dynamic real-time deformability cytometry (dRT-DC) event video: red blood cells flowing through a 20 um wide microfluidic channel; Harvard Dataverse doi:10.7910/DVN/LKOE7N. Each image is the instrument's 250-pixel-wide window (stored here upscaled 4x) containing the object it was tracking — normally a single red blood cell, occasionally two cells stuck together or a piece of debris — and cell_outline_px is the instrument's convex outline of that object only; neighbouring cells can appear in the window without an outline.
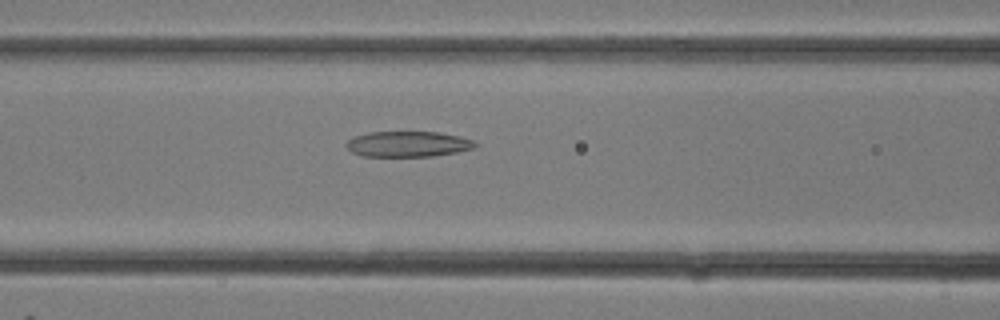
{"species": "common noctule bat (a hibernating species)", "species_latin": "Nyctalus noctula", "temperature_condition": "room temperature", "stored_images_in_passage": 14, "camera_frame_rate_fps": 3000, "um_per_image_px": 0.085, "animal": {"sex": "female"}, "frame": {"image": 1, "passage_image": 12, "time_ms": 3.667, "image_size_px": [1000, 320], "cell_outline_px": [[480, 144], [476, 148], [456, 152], [432, 156], [360, 156], [352, 152], [344, 144], [348, 140], [356, 136], [368, 132], [440, 132], [460, 136], [472, 140]], "centroid_in_image_um": [34.71, 12.24], "position_along_channel_um": 131.9, "area_um2": 19.31}}
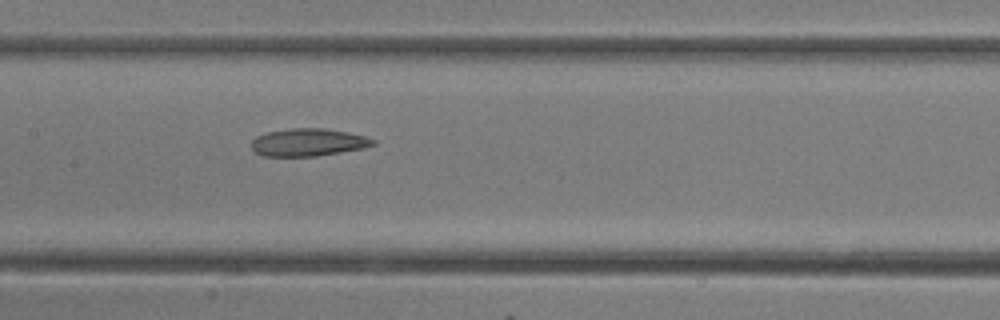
{"frame": {"image": 2, "passage_image": 14, "time_ms": 4.333, "image_size_px": [1000, 320], "cell_outline_px": [[376, 144], [364, 148], [316, 156], [264, 156], [256, 152], [252, 148], [252, 140], [256, 136], [268, 132], [292, 128], [324, 128], [348, 132], [364, 136], [376, 140]], "centroid_in_image_um": [26.21, 12.09], "position_along_channel_um": 181.2, "area_um2": 19.48}}